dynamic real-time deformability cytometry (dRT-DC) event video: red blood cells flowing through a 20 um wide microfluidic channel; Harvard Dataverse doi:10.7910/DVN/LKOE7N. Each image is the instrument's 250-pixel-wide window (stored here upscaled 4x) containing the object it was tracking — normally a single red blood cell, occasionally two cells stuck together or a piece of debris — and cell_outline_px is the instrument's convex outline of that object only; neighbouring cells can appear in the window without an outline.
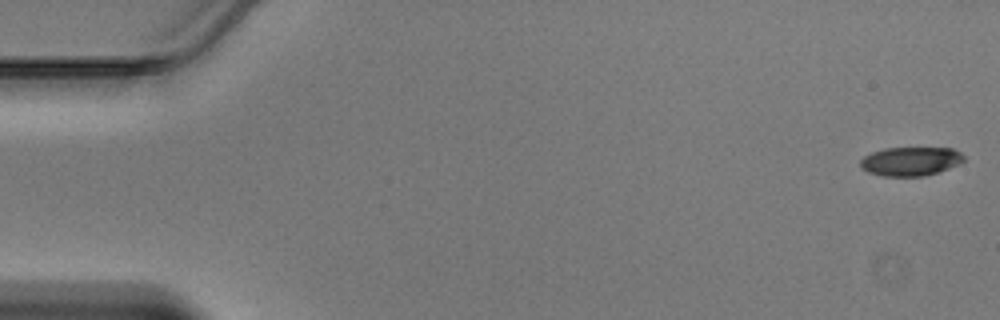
{"species": "Egyptian fruit bat (a non-hibernating species)", "species_latin": "Rousettus aegyptiacus", "temperature_condition": "warm", "stored_images_in_passage": 47, "camera_frame_rate_fps": 3000, "um_per_image_px": 0.085, "animal": {"sex": "male"}, "frame": {"image": 1, "passage_image": 1, "time_ms": 0.0, "image_size_px": [1000, 320], "cell_outline_px": [[964, 160], [960, 164], [924, 176], [880, 176], [868, 172], [860, 168], [860, 160], [864, 156], [872, 152], [884, 148], [952, 148], [960, 152], [964, 156]], "centroid_in_image_um": [77.37, 13.71], "position_along_channel_um": 7.6, "area_um2": 17.46}}
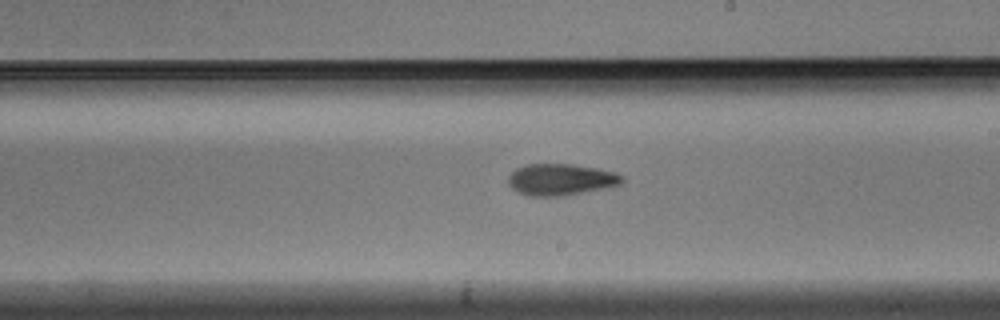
{"frame": {"image": 2, "passage_image": 27, "time_ms": 8.667, "image_size_px": [1000, 320], "cell_outline_px": [[624, 180], [620, 184], [612, 188], [564, 196], [528, 196], [516, 192], [508, 184], [508, 176], [516, 168], [524, 164], [568, 164], [596, 168], [612, 172], [620, 176]], "centroid_in_image_um": [47.64, 15.28], "position_along_channel_um": 241.4, "area_um2": 21.15}}
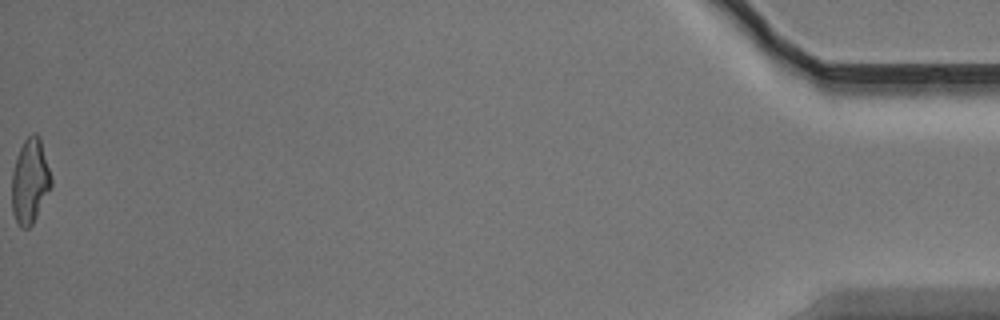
{"frame": {"image": 3, "passage_image": 47, "time_ms": 15.333, "image_size_px": [1000, 320], "cell_outline_px": [[52, 184], [32, 224], [28, 228], [20, 228], [12, 212], [12, 172], [16, 156], [24, 140], [32, 132], [36, 132], [40, 136], [52, 180]], "centroid_in_image_um": [2.53, 15.36], "position_along_channel_um": 432.7, "area_um2": 19.36}}